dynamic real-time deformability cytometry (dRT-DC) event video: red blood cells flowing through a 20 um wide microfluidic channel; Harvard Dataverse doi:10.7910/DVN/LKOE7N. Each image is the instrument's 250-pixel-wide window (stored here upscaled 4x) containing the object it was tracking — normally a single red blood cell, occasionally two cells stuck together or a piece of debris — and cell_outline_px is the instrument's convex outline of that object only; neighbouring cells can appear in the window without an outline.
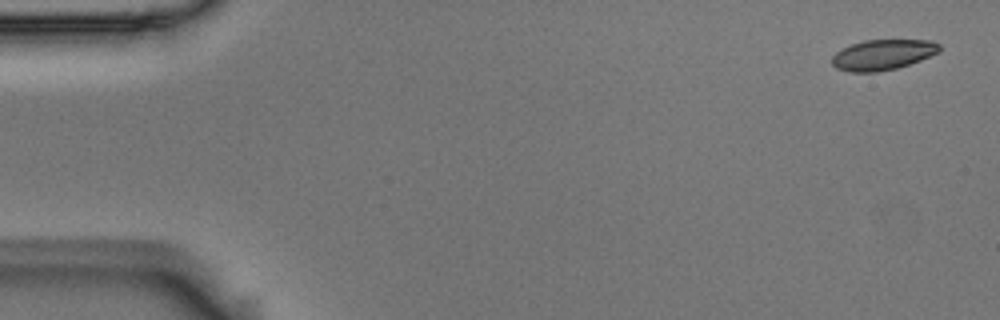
{"species": "Egyptian fruit bat (a non-hibernating species)", "species_latin": "Rousettus aegyptiacus", "temperature_condition": "room temperature", "stored_images_in_passage": 5, "segment_of_instrument_passage": [2, 2], "camera_frame_rate_fps": 3000, "um_per_image_px": 0.085, "animal": {"sex": "male"}, "frame": {"image": 1, "passage_image": 5, "time_ms": 1.333, "image_size_px": [1000, 320], "cell_outline_px": [[940, 52], [920, 60], [896, 68], [876, 72], [848, 72], [836, 68], [832, 64], [832, 56], [836, 52], [852, 44], [864, 40], [932, 40], [940, 44]], "centroid_in_image_um": [75.04, 4.65], "position_along_channel_um": 10.0, "area_um2": 19.02}}